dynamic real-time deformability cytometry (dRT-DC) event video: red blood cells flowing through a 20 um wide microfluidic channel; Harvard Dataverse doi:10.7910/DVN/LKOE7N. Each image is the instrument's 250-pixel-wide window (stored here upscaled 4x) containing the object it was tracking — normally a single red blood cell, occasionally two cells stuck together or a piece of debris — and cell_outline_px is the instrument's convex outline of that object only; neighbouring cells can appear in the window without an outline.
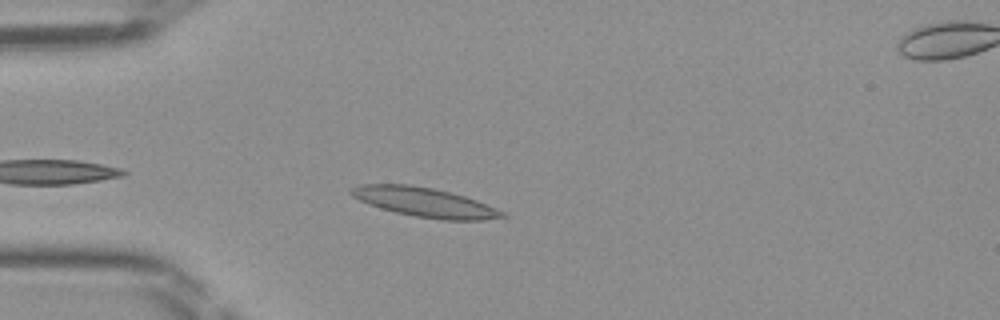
{"species": "Egyptian fruit bat (a non-hibernating species)", "species_latin": "Rousettus aegyptiacus", "temperature_condition": "room temperature", "stored_images_in_passage": 35, "camera_frame_rate_fps": 3000, "um_per_image_px": 0.085, "frame": {"image": 1, "passage_image": 3, "time_ms": 0.667, "image_size_px": [1000, 320], "cell_outline_px": [[508, 216], [480, 220], [444, 220], [416, 216], [396, 212], [380, 208], [368, 204], [352, 196], [348, 192], [348, 188], [360, 184], [408, 184], [432, 188], [464, 196], [476, 200], [496, 208], [504, 212]], "centroid_in_image_um": [36.04, 17.18], "position_along_channel_um": 49.0, "area_um2": 25.66}}
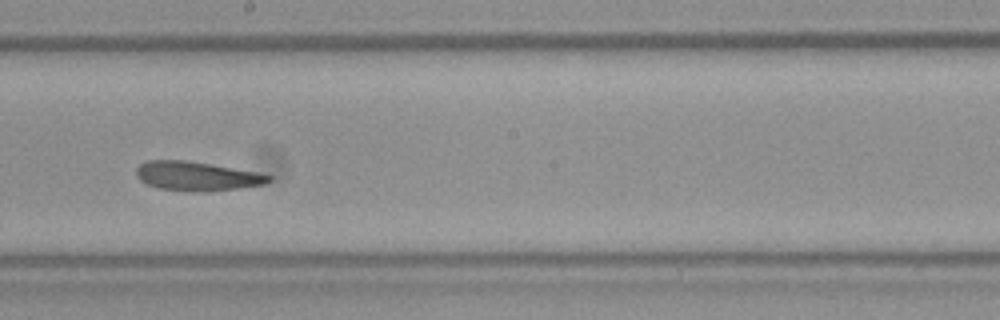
{"frame": {"image": 2, "passage_image": 17, "time_ms": 5.333, "image_size_px": [1000, 320], "cell_outline_px": [[272, 180], [264, 184], [240, 188], [204, 192], [160, 188], [148, 184], [140, 180], [136, 176], [136, 168], [140, 164], [148, 160], [184, 160], [264, 172], [272, 176]], "centroid_in_image_um": [16.8, 14.96], "position_along_channel_um": 231.4, "area_um2": 22.6}}
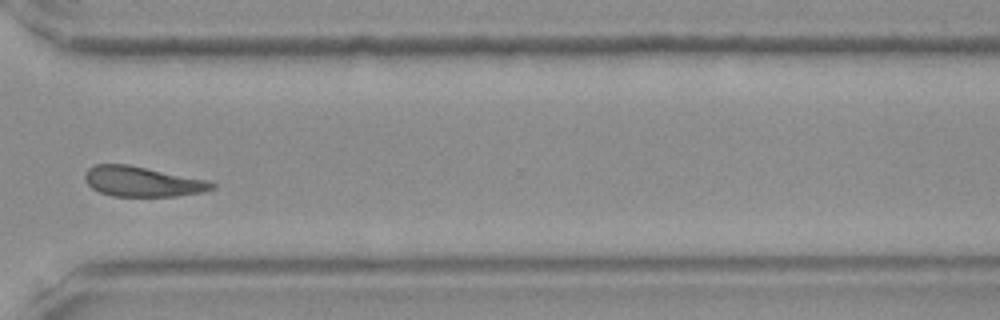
{"frame": {"image": 3, "passage_image": 26, "time_ms": 8.333, "image_size_px": [1000, 320], "cell_outline_px": [[216, 188], [204, 192], [176, 196], [112, 196], [100, 192], [92, 188], [84, 180], [84, 172], [88, 168], [96, 164], [128, 164], [208, 180], [216, 184]], "centroid_in_image_um": [12.1, 15.43], "position_along_channel_um": 358.5, "area_um2": 22.43}}